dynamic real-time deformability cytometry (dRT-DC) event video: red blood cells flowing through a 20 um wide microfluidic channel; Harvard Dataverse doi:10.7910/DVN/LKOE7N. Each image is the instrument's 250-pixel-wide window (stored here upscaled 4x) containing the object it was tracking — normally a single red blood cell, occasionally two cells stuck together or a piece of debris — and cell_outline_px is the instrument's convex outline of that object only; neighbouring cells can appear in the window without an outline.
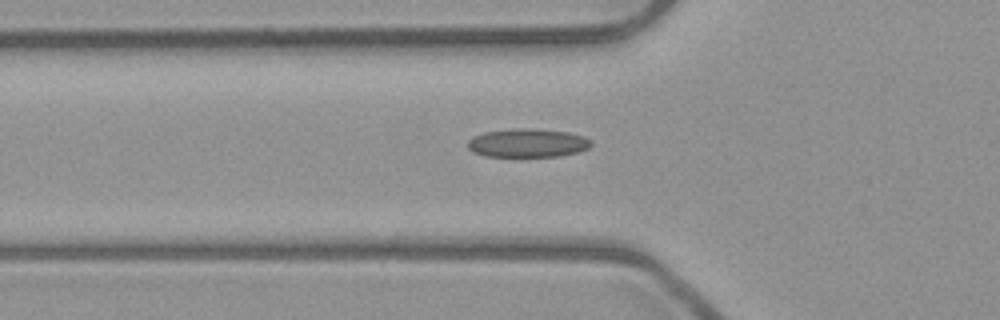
{"species": "common noctule bat (a hibernating species)", "species_latin": "Nyctalus noctula", "temperature_condition": "room temperature", "stored_images_in_passage": 47, "camera_frame_rate_fps": 3000, "um_per_image_px": 0.085, "animal": {"sex": "male", "body_mass_g": 23.1, "forearm_length_mm": 52.7}, "frame": {"image": 1, "passage_image": 18, "time_ms": 5.667, "image_size_px": [1000, 320], "cell_outline_px": [[592, 144], [588, 148], [576, 152], [560, 156], [484, 156], [472, 152], [468, 148], [468, 140], [472, 136], [484, 132], [516, 128], [536, 128], [568, 132], [584, 136]], "centroid_in_image_um": [44.81, 12.14], "position_along_channel_um": 81.0, "area_um2": 20.58}}
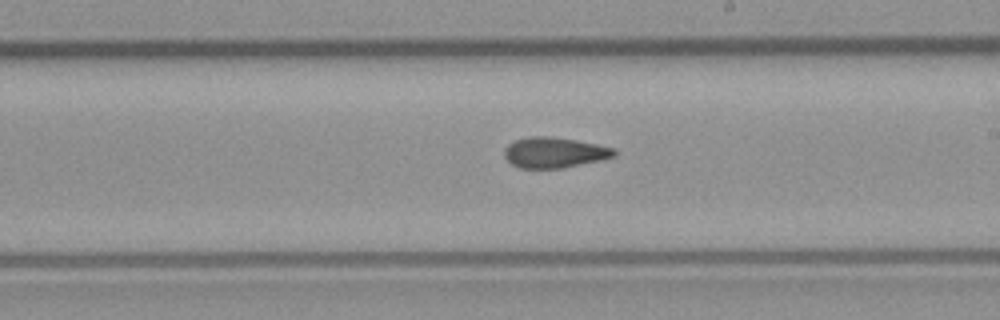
{"frame": {"image": 2, "passage_image": 30, "time_ms": 9.667, "image_size_px": [1000, 320], "cell_outline_px": [[616, 156], [600, 160], [564, 168], [520, 168], [512, 164], [504, 156], [504, 148], [508, 144], [516, 140], [528, 136], [552, 136], [576, 140], [616, 148]], "centroid_in_image_um": [47.12, 12.96], "position_along_channel_um": 241.9, "area_um2": 19.65}}
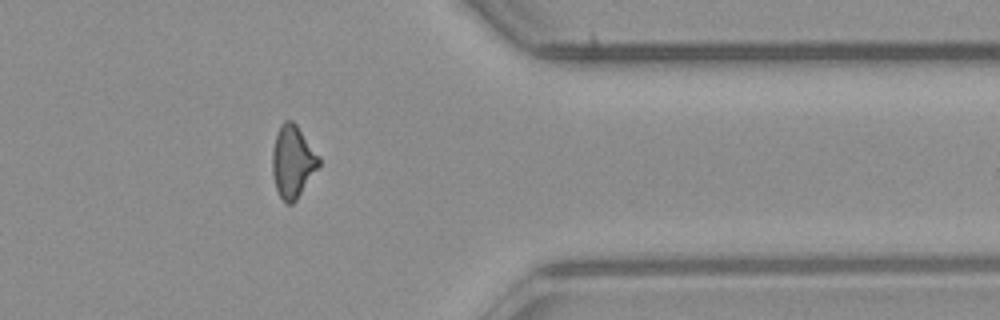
{"frame": {"image": 3, "passage_image": 42, "time_ms": 13.667, "image_size_px": [1000, 320], "cell_outline_px": [[320, 164], [296, 200], [292, 204], [288, 204], [280, 196], [276, 188], [272, 172], [272, 152], [276, 136], [280, 124], [284, 120], [292, 120], [296, 124], [320, 156]], "centroid_in_image_um": [24.88, 13.71], "position_along_channel_um": 386.5, "area_um2": 19.42}}